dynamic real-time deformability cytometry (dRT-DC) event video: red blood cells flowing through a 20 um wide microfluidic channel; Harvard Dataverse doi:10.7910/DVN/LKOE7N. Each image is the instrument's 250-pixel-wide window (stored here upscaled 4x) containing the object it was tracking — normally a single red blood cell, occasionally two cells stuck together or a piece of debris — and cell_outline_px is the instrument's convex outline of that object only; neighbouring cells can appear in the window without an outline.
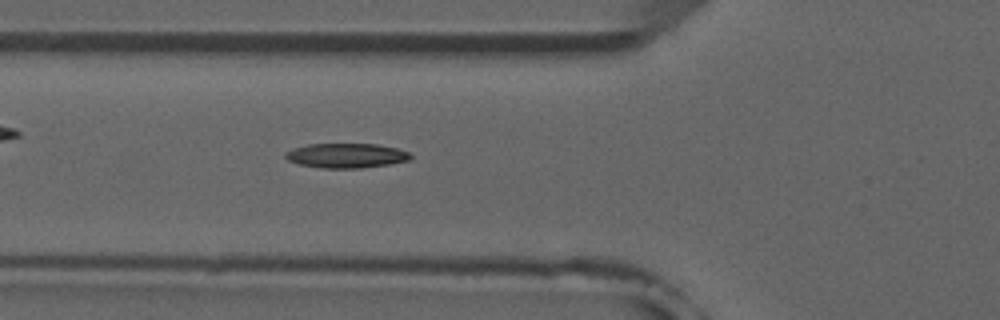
{"species": "common noctule bat (a hibernating species)", "species_latin": "Nyctalus noctula", "temperature_condition": "room temperature", "stored_images_in_passage": 3, "camera_frame_rate_fps": 3000, "um_per_image_px": 0.085, "animal": {"sex": "male", "forearm_length_mm": 52.5}, "frame": {"image": 1, "passage_image": 3, "time_ms": 2.333, "image_size_px": [1000, 320], "cell_outline_px": [[412, 156], [408, 160], [388, 164], [360, 168], [320, 168], [300, 164], [288, 160], [284, 156], [284, 152], [292, 148], [308, 144], [376, 144], [396, 148], [408, 152]], "centroid_in_image_um": [29.38, 13.22], "position_along_channel_um": 96.4, "area_um2": 17.86}}